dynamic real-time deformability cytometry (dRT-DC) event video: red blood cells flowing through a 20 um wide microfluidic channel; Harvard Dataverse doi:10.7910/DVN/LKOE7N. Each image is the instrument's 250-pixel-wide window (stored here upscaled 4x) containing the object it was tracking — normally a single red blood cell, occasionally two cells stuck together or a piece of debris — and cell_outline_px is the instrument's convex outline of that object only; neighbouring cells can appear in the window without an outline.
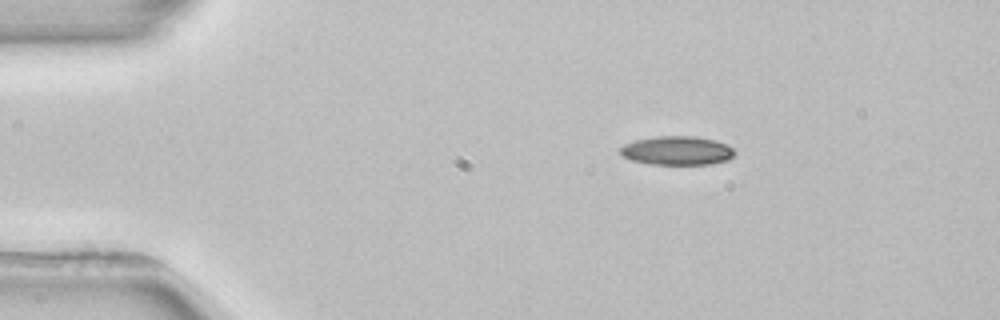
{"species": "common noctule bat (a hibernating species)", "species_latin": "Nyctalus noctula", "temperature_condition": "room temperature", "stored_images_in_passage": 3, "segment_of_instrument_passage": [1, 2], "camera_frame_rate_fps": 3000, "um_per_image_px": 0.085, "animal": {"sex": "female", "body_mass_g": 22.7, "forearm_length_mm": 54.2}, "frame": {"image": 1, "passage_image": 1, "time_ms": 0.0, "image_size_px": [1000, 320], "cell_outline_px": [[736, 152], [728, 160], [712, 164], [648, 164], [632, 160], [624, 156], [620, 152], [620, 148], [624, 144], [636, 140], [656, 136], [696, 136], [716, 140], [728, 144]], "centroid_in_image_um": [57.58, 12.79], "position_along_channel_um": 27.4, "area_um2": 19.31}}